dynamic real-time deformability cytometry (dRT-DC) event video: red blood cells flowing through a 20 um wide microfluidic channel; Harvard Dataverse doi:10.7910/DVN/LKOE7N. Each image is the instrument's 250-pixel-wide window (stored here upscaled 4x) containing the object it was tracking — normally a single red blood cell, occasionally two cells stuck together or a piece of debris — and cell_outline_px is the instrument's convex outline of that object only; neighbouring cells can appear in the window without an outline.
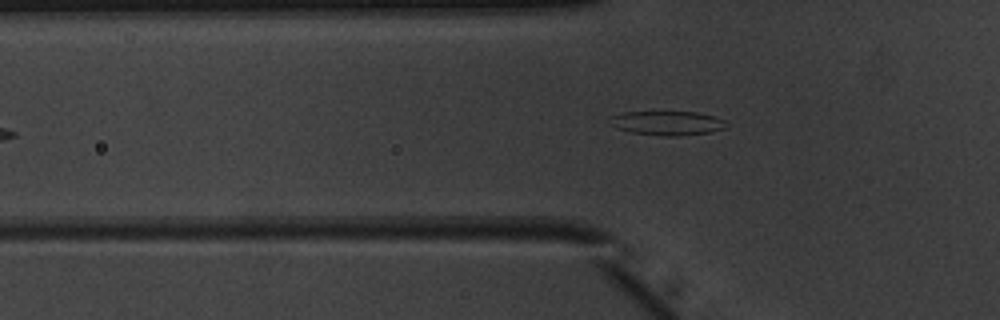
{"species": "common noctule bat (a hibernating species)", "species_latin": "Nyctalus noctula", "temperature_condition": "warm", "stored_images_in_passage": 35, "camera_frame_rate_fps": 3000, "um_per_image_px": 0.085, "animal": {"sex": "male", "body_mass_g": 20.1, "forearm_length_mm": 53.5}, "frame": {"image": 1, "passage_image": 5, "time_ms": 1.333, "image_size_px": [1000, 320], "cell_outline_px": [[724, 128], [712, 132], [680, 136], [664, 136], [632, 132], [616, 128], [608, 120], [608, 116], [624, 112], [696, 112], [712, 116], [724, 120]], "centroid_in_image_um": [56.66, 10.46], "position_along_channel_um": 69.1, "area_um2": 16.3}}
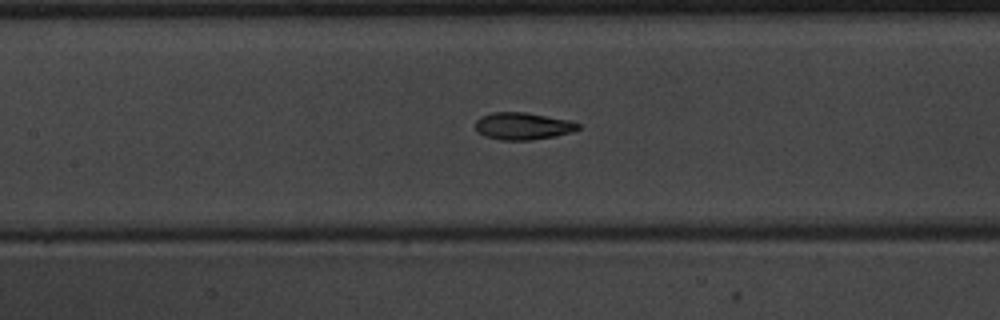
{"frame": {"image": 2, "passage_image": 12, "time_ms": 3.667, "image_size_px": [1000, 320], "cell_outline_px": [[580, 128], [572, 132], [556, 136], [532, 140], [500, 140], [484, 136], [476, 128], [476, 120], [480, 116], [492, 112], [524, 112], [568, 120], [580, 124]], "centroid_in_image_um": [44.43, 10.72], "position_along_channel_um": 163.0, "area_um2": 16.24}}
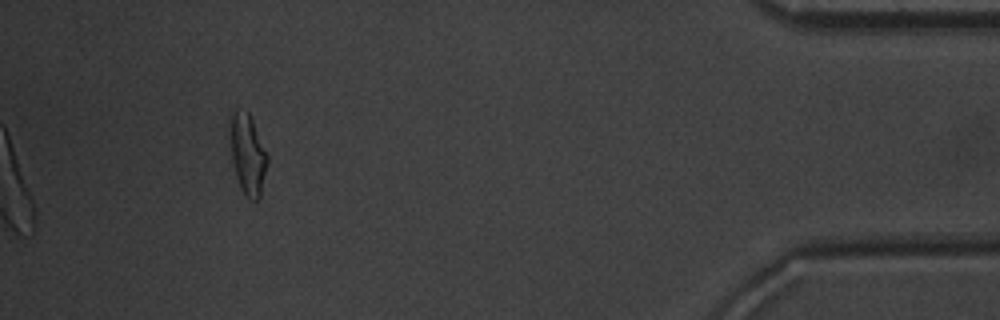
{"frame": {"image": 3, "passage_image": 35, "time_ms": 11.333, "image_size_px": [1000, 320], "cell_outline_px": [[268, 164], [260, 196], [256, 200], [248, 200], [244, 196], [240, 188], [232, 164], [232, 112], [248, 112], [252, 120], [268, 156]], "centroid_in_image_um": [21.09, 13.25], "position_along_channel_um": 414.1, "area_um2": 16.88}, "authors_computed_cell_mechanics": {"area_um2": 16.2996, "velocity_mm_per_s": 4.0133, "shape_relaxation_time_tau1_ms": 2.779, "shape_relaxation_time_tau2_ms": 0.9876, "deformation_change_tau1": 0.1785, "deformation_change_tau2": 0.083}}